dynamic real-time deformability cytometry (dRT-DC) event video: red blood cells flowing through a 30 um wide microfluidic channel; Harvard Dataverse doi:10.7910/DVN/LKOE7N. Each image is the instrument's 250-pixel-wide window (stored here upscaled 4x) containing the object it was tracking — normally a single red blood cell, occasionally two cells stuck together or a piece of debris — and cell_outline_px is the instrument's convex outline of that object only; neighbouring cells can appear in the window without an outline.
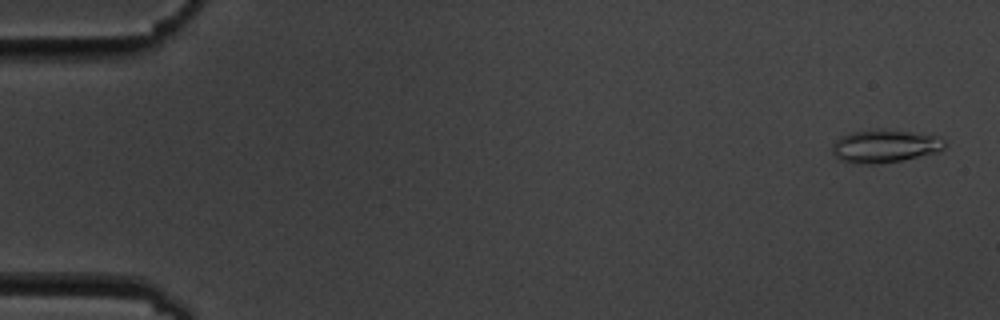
{"species": "common noctule bat (a hibernating species)", "species_latin": "Nyctalus noctula", "temperature_condition": "cold", "stored_images_in_passage": 13, "camera_frame_rate_fps": 3000, "um_per_image_px": 0.085, "animal": {"sex": "male", "body_mass_g": 19.5, "forearm_length_mm": 54.6}, "frame": {"image": 1, "passage_image": 1, "time_ms": 0.0, "image_size_px": [1000, 320], "cell_outline_px": [[948, 144], [940, 152], [880, 164], [852, 164], [840, 160], [832, 152], [832, 144], [840, 136], [852, 132], [880, 128], [940, 136]], "centroid_in_image_um": [75.22, 12.42], "position_along_channel_um": 9.8, "area_um2": 21.96}}
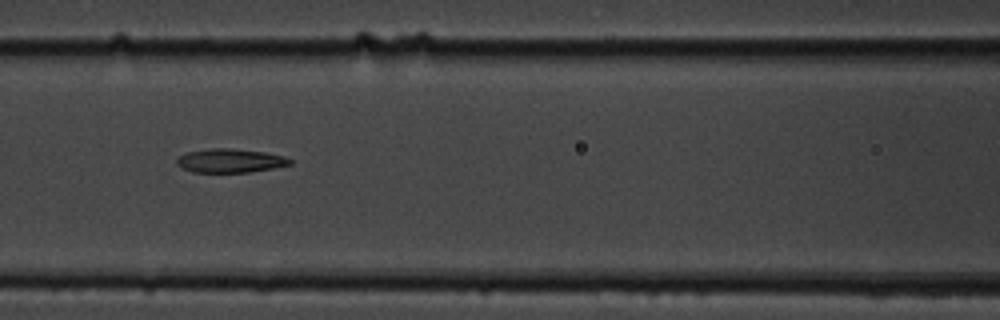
{"frame": {"image": 2, "passage_image": 7, "time_ms": 7.667, "image_size_px": [1000, 320], "cell_outline_px": [[292, 164], [272, 168], [248, 172], [192, 172], [180, 168], [176, 164], [176, 160], [180, 156], [188, 152], [212, 148], [228, 148], [264, 152], [284, 156], [292, 160]], "centroid_in_image_um": [19.54, 13.66], "position_along_channel_um": 147.1, "area_um2": 15.61}}
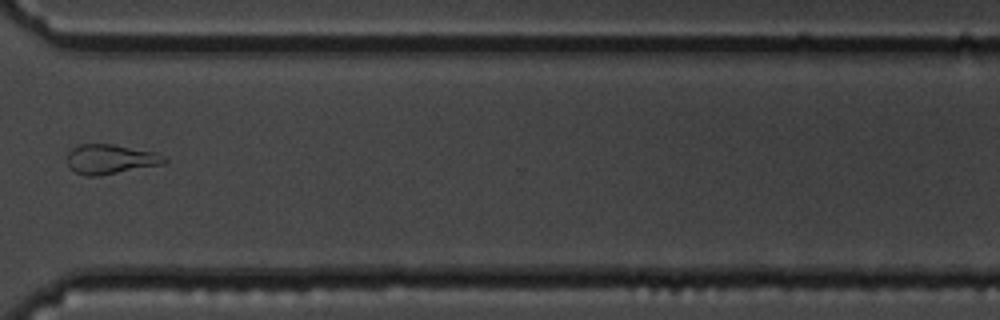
{"frame": {"image": 3, "passage_image": 12, "time_ms": 13.667, "image_size_px": [1000, 320], "cell_outline_px": [[168, 160], [164, 164], [100, 176], [84, 176], [68, 168], [68, 152], [72, 148], [80, 144], [112, 144], [152, 152], [168, 156]], "centroid_in_image_um": [9.39, 13.54], "position_along_channel_um": 361.2, "area_um2": 16.88}, "authors_computed_cell_mechanics": {"area_um2": 16.0106, "velocity_mm_per_s": 3.584, "shape_relaxation_time_tau1_ms": 5.3806, "shape_relaxation_time_tau2_ms": 2.9146, "deformation_change_tau1": 0.1961, "deformation_change_tau2": 0.126}}